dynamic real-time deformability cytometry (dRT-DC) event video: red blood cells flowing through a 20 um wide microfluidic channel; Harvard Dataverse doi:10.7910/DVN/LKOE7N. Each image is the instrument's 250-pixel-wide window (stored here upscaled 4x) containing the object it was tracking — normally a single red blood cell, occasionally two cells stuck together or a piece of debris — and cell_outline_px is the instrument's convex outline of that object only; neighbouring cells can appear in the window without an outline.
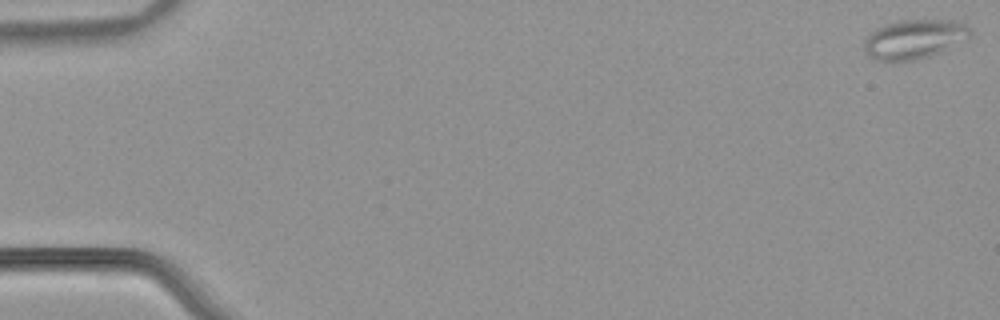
{"species": "common noctule bat (a hibernating species)", "species_latin": "Nyctalus noctula", "temperature_condition": "warm", "stored_images_in_passage": 53, "camera_frame_rate_fps": 3000, "um_per_image_px": 0.085, "animal": {"sex": "male", "body_mass_g": 21.5, "forearm_length_mm": 52.0}, "frame": {"image": 1, "passage_image": 1, "time_ms": 0.0, "image_size_px": [1000, 320], "cell_outline_px": [[972, 36], [940, 52], [916, 60], [880, 60], [868, 56], [864, 52], [864, 40], [876, 28], [884, 24], [896, 20], [948, 20], [964, 24], [972, 32]], "centroid_in_image_um": [77.68, 3.31], "position_along_channel_um": 7.3, "area_um2": 24.04}}
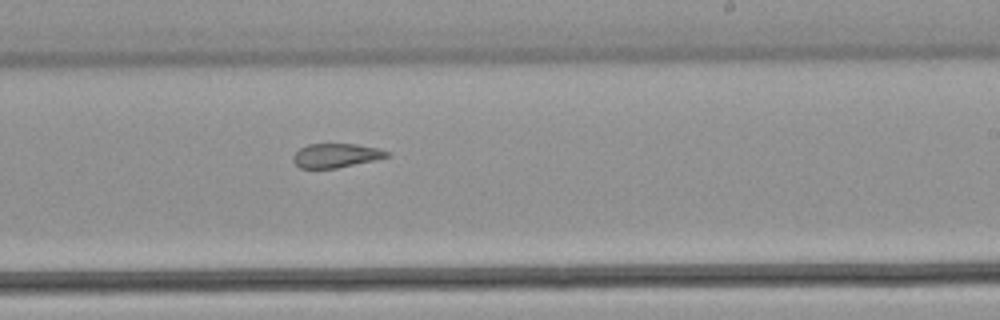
{"frame": {"image": 2, "passage_image": 33, "time_ms": 10.667, "image_size_px": [1000, 320], "cell_outline_px": [[392, 156], [376, 160], [336, 168], [300, 168], [292, 160], [292, 156], [300, 148], [308, 144], [356, 144], [376, 148], [392, 152]], "centroid_in_image_um": [28.6, 13.22], "position_along_channel_um": 260.4, "area_um2": 13.24}}
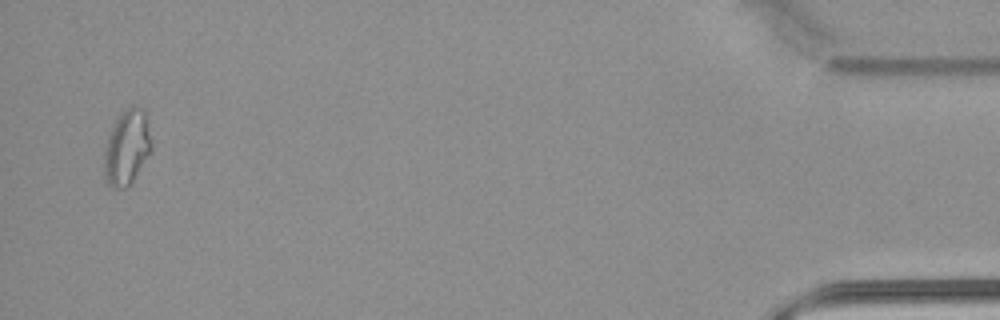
{"frame": {"image": 3, "passage_image": 52, "time_ms": 17.0, "image_size_px": [1000, 320], "cell_outline_px": [[152, 152], [128, 188], [112, 188], [108, 184], [104, 172], [104, 152], [108, 136], [116, 120], [124, 108], [132, 104], [144, 108], [152, 140]], "centroid_in_image_um": [10.82, 12.52], "position_along_channel_um": 424.4, "area_um2": 21.1}, "authors_computed_cell_mechanics": {"area_um2": 18.207, "velocity_mm_per_s": 3.8943, "shape_relaxation_time_tau1_ms": null, "shape_relaxation_time_tau2_ms": 2.1841, "deformation_change_tau1": null, "deformation_change_tau2": 0.0929}}